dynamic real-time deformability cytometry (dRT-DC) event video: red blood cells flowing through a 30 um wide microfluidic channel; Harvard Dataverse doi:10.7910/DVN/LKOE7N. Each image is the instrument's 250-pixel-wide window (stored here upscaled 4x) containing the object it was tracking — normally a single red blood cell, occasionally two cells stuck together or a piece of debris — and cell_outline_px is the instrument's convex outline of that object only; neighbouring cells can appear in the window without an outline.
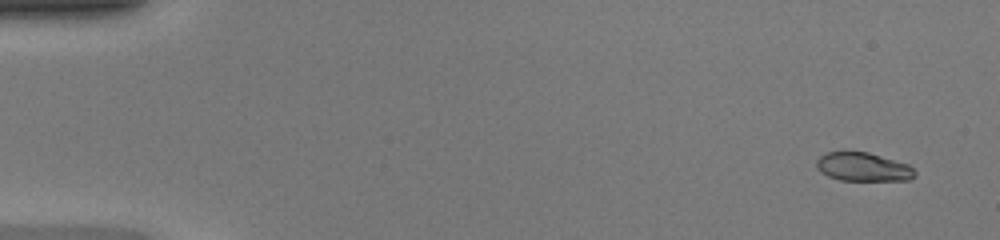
{"species": "common noctule bat (a hibernating species)", "species_latin": "Nyctalus noctula", "temperature_condition": "warm", "stored_images_in_passage": 46, "camera_frame_rate_fps": 3000, "um_per_image_px": 0.085, "animal": {"sex": "female", "body_mass_g": 20.0, "forearm_length_mm": 54.0}, "frame": {"image": 1, "passage_image": 1, "time_ms": 0.0, "image_size_px": [1000, 240], "cell_outline_px": [[916, 176], [908, 180], [840, 180], [828, 176], [820, 172], [816, 168], [816, 160], [820, 156], [828, 152], [844, 148], [868, 152], [908, 164], [916, 172]], "centroid_in_image_um": [73.3, 14.15], "position_along_channel_um": 11.7, "area_um2": 16.94}}
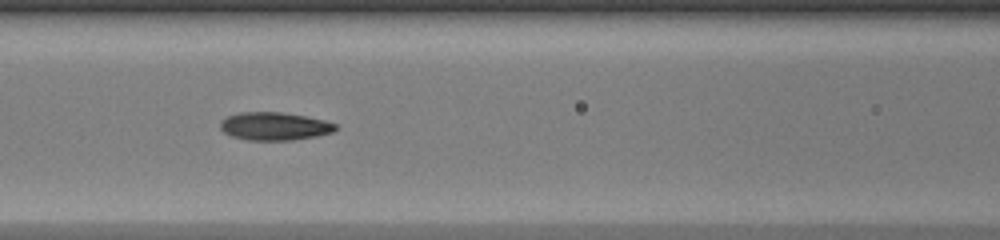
{"frame": {"image": 2, "passage_image": 20, "time_ms": 6.333, "image_size_px": [1000, 240], "cell_outline_px": [[336, 128], [332, 132], [316, 136], [292, 140], [248, 140], [232, 136], [224, 132], [220, 128], [220, 120], [228, 116], [240, 112], [280, 112], [308, 116], [324, 120], [336, 124]], "centroid_in_image_um": [23.31, 10.72], "position_along_channel_um": 143.3, "area_um2": 18.79}}
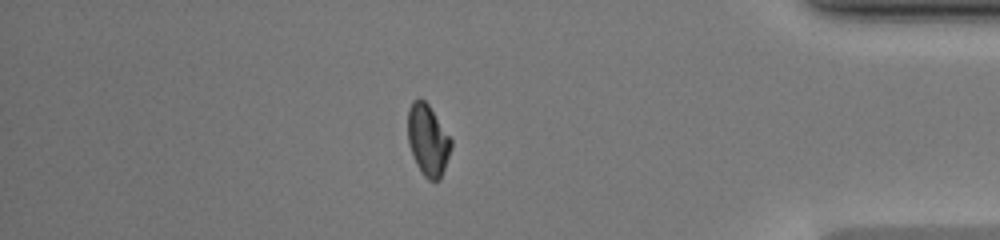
{"frame": {"image": 3, "passage_image": 40, "time_ms": 13.0, "image_size_px": [1000, 240], "cell_outline_px": [[452, 144], [440, 180], [428, 180], [420, 172], [412, 156], [408, 144], [408, 108], [412, 100], [424, 100], [428, 104], [452, 140]], "centroid_in_image_um": [36.34, 11.92], "position_along_channel_um": 398.9, "area_um2": 17.86}, "authors_computed_cell_mechanics": {"area_um2": 18.4671, "velocity_mm_per_s": 4.3231, "shape_relaxation_time_tau1_ms": null, "shape_relaxation_time_tau2_ms": 1.3616, "deformation_change_tau1": null, "deformation_change_tau2": 0.0416}}